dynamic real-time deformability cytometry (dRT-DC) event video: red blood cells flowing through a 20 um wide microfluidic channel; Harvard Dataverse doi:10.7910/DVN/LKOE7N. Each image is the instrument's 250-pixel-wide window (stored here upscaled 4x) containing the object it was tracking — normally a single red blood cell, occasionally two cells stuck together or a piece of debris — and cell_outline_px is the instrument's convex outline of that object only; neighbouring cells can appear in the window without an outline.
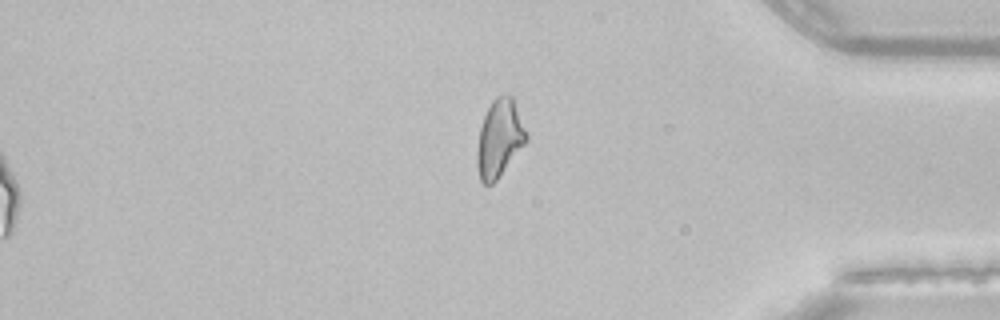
{"species": "common noctule bat (a hibernating species)", "species_latin": "Nyctalus noctula", "temperature_condition": "room temperature", "stored_images_in_passage": 36, "camera_frame_rate_fps": 3000, "um_per_image_px": 0.085, "animal": {"sex": "female", "body_mass_g": 22.7, "forearm_length_mm": 54.2}, "frame": {"image": 1, "passage_image": 36, "time_ms": 11.667, "image_size_px": [1000, 320], "cell_outline_px": [[528, 140], [496, 180], [492, 184], [484, 184], [480, 180], [476, 168], [476, 152], [480, 128], [484, 116], [492, 100], [496, 96], [512, 96], [528, 132]], "centroid_in_image_um": [42.45, 11.77], "position_along_channel_um": 392.8, "area_um2": 22.25}}